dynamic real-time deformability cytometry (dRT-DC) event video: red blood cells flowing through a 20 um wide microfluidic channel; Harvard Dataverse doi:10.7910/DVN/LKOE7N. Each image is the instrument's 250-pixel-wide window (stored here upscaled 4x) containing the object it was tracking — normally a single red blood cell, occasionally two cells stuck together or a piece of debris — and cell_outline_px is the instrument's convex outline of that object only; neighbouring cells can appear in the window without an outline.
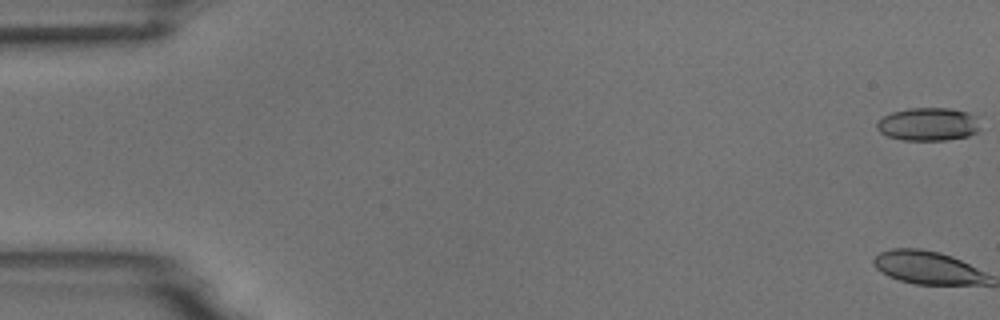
{"species": "common noctule bat (a hibernating species)", "species_latin": "Nyctalus noctula", "temperature_condition": "room temperature", "stored_images_in_passage": 55, "camera_frame_rate_fps": 3000, "um_per_image_px": 0.085, "animal": {"sex": "male", "body_mass_g": 18.8}, "frame": {"image": 1, "passage_image": 1, "time_ms": 0.0, "image_size_px": [1000, 320], "cell_outline_px": [[980, 128], [976, 132], [968, 136], [944, 140], [900, 140], [888, 136], [880, 132], [876, 128], [876, 124], [884, 116], [892, 112], [908, 108], [952, 108], [968, 112], [976, 116]], "centroid_in_image_um": [78.91, 10.55], "position_along_channel_um": 6.1, "area_um2": 20.0}, "authors_computed_cell_mechanics": {"area_um2": 24.4494, "velocity_mm_per_s": 3.6836, "shape_relaxation_time_tau1_ms": 5.1544, "shape_relaxation_time_tau2_ms": 1.3416, "deformation_change_tau1": 0.2966, "deformation_change_tau2": 0.0804}}